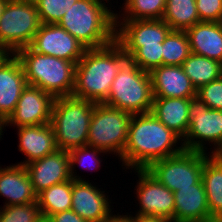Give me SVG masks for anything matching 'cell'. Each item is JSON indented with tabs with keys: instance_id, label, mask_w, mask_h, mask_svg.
<instances>
[{
	"instance_id": "25",
	"label": "cell",
	"mask_w": 222,
	"mask_h": 222,
	"mask_svg": "<svg viewBox=\"0 0 222 222\" xmlns=\"http://www.w3.org/2000/svg\"><path fill=\"white\" fill-rule=\"evenodd\" d=\"M37 202L43 219H48L55 213L71 209L72 179L52 185L37 195Z\"/></svg>"
},
{
	"instance_id": "27",
	"label": "cell",
	"mask_w": 222,
	"mask_h": 222,
	"mask_svg": "<svg viewBox=\"0 0 222 222\" xmlns=\"http://www.w3.org/2000/svg\"><path fill=\"white\" fill-rule=\"evenodd\" d=\"M162 20L172 30H186L200 22L195 0H167Z\"/></svg>"
},
{
	"instance_id": "13",
	"label": "cell",
	"mask_w": 222,
	"mask_h": 222,
	"mask_svg": "<svg viewBox=\"0 0 222 222\" xmlns=\"http://www.w3.org/2000/svg\"><path fill=\"white\" fill-rule=\"evenodd\" d=\"M42 55L55 56L75 64L83 57L86 48L58 24H41L29 46Z\"/></svg>"
},
{
	"instance_id": "32",
	"label": "cell",
	"mask_w": 222,
	"mask_h": 222,
	"mask_svg": "<svg viewBox=\"0 0 222 222\" xmlns=\"http://www.w3.org/2000/svg\"><path fill=\"white\" fill-rule=\"evenodd\" d=\"M42 24H58L77 0H33Z\"/></svg>"
},
{
	"instance_id": "17",
	"label": "cell",
	"mask_w": 222,
	"mask_h": 222,
	"mask_svg": "<svg viewBox=\"0 0 222 222\" xmlns=\"http://www.w3.org/2000/svg\"><path fill=\"white\" fill-rule=\"evenodd\" d=\"M26 86L20 61L15 54H9L0 64V117L4 121L14 112Z\"/></svg>"
},
{
	"instance_id": "34",
	"label": "cell",
	"mask_w": 222,
	"mask_h": 222,
	"mask_svg": "<svg viewBox=\"0 0 222 222\" xmlns=\"http://www.w3.org/2000/svg\"><path fill=\"white\" fill-rule=\"evenodd\" d=\"M200 98L210 109L222 111V76L197 90Z\"/></svg>"
},
{
	"instance_id": "20",
	"label": "cell",
	"mask_w": 222,
	"mask_h": 222,
	"mask_svg": "<svg viewBox=\"0 0 222 222\" xmlns=\"http://www.w3.org/2000/svg\"><path fill=\"white\" fill-rule=\"evenodd\" d=\"M18 131V150L25 156V160L18 162L26 164L41 159L58 150L52 125H31L16 128Z\"/></svg>"
},
{
	"instance_id": "1",
	"label": "cell",
	"mask_w": 222,
	"mask_h": 222,
	"mask_svg": "<svg viewBox=\"0 0 222 222\" xmlns=\"http://www.w3.org/2000/svg\"><path fill=\"white\" fill-rule=\"evenodd\" d=\"M183 150L182 139L151 112L133 114L120 162L126 169H146L152 162Z\"/></svg>"
},
{
	"instance_id": "31",
	"label": "cell",
	"mask_w": 222,
	"mask_h": 222,
	"mask_svg": "<svg viewBox=\"0 0 222 222\" xmlns=\"http://www.w3.org/2000/svg\"><path fill=\"white\" fill-rule=\"evenodd\" d=\"M38 202L0 207V222H41Z\"/></svg>"
},
{
	"instance_id": "16",
	"label": "cell",
	"mask_w": 222,
	"mask_h": 222,
	"mask_svg": "<svg viewBox=\"0 0 222 222\" xmlns=\"http://www.w3.org/2000/svg\"><path fill=\"white\" fill-rule=\"evenodd\" d=\"M33 189L38 195L52 185L71 180L69 152L57 150L45 157L25 165Z\"/></svg>"
},
{
	"instance_id": "10",
	"label": "cell",
	"mask_w": 222,
	"mask_h": 222,
	"mask_svg": "<svg viewBox=\"0 0 222 222\" xmlns=\"http://www.w3.org/2000/svg\"><path fill=\"white\" fill-rule=\"evenodd\" d=\"M188 117V132L182 140L184 149L204 153L215 150L222 141V111L208 108L195 96L190 100ZM207 143L214 145V149L209 148L210 152H207Z\"/></svg>"
},
{
	"instance_id": "5",
	"label": "cell",
	"mask_w": 222,
	"mask_h": 222,
	"mask_svg": "<svg viewBox=\"0 0 222 222\" xmlns=\"http://www.w3.org/2000/svg\"><path fill=\"white\" fill-rule=\"evenodd\" d=\"M153 99L150 73L141 70L127 57L120 65L103 104L131 114H141L150 112Z\"/></svg>"
},
{
	"instance_id": "12",
	"label": "cell",
	"mask_w": 222,
	"mask_h": 222,
	"mask_svg": "<svg viewBox=\"0 0 222 222\" xmlns=\"http://www.w3.org/2000/svg\"><path fill=\"white\" fill-rule=\"evenodd\" d=\"M172 29L162 19L116 20L115 40L127 57L144 45H159Z\"/></svg>"
},
{
	"instance_id": "40",
	"label": "cell",
	"mask_w": 222,
	"mask_h": 222,
	"mask_svg": "<svg viewBox=\"0 0 222 222\" xmlns=\"http://www.w3.org/2000/svg\"><path fill=\"white\" fill-rule=\"evenodd\" d=\"M10 53L3 47H0V64Z\"/></svg>"
},
{
	"instance_id": "42",
	"label": "cell",
	"mask_w": 222,
	"mask_h": 222,
	"mask_svg": "<svg viewBox=\"0 0 222 222\" xmlns=\"http://www.w3.org/2000/svg\"><path fill=\"white\" fill-rule=\"evenodd\" d=\"M3 130H5V121L0 117V135H4Z\"/></svg>"
},
{
	"instance_id": "19",
	"label": "cell",
	"mask_w": 222,
	"mask_h": 222,
	"mask_svg": "<svg viewBox=\"0 0 222 222\" xmlns=\"http://www.w3.org/2000/svg\"><path fill=\"white\" fill-rule=\"evenodd\" d=\"M174 222H213L202 179L191 187L173 192Z\"/></svg>"
},
{
	"instance_id": "35",
	"label": "cell",
	"mask_w": 222,
	"mask_h": 222,
	"mask_svg": "<svg viewBox=\"0 0 222 222\" xmlns=\"http://www.w3.org/2000/svg\"><path fill=\"white\" fill-rule=\"evenodd\" d=\"M200 22H222V0H195Z\"/></svg>"
},
{
	"instance_id": "38",
	"label": "cell",
	"mask_w": 222,
	"mask_h": 222,
	"mask_svg": "<svg viewBox=\"0 0 222 222\" xmlns=\"http://www.w3.org/2000/svg\"><path fill=\"white\" fill-rule=\"evenodd\" d=\"M210 155L216 159L222 160V141L218 147L210 153Z\"/></svg>"
},
{
	"instance_id": "4",
	"label": "cell",
	"mask_w": 222,
	"mask_h": 222,
	"mask_svg": "<svg viewBox=\"0 0 222 222\" xmlns=\"http://www.w3.org/2000/svg\"><path fill=\"white\" fill-rule=\"evenodd\" d=\"M28 85L39 87L54 98L72 96L76 64L55 56L42 55L30 47L17 50Z\"/></svg>"
},
{
	"instance_id": "24",
	"label": "cell",
	"mask_w": 222,
	"mask_h": 222,
	"mask_svg": "<svg viewBox=\"0 0 222 222\" xmlns=\"http://www.w3.org/2000/svg\"><path fill=\"white\" fill-rule=\"evenodd\" d=\"M202 181L211 218L214 221H222V160L204 153Z\"/></svg>"
},
{
	"instance_id": "7",
	"label": "cell",
	"mask_w": 222,
	"mask_h": 222,
	"mask_svg": "<svg viewBox=\"0 0 222 222\" xmlns=\"http://www.w3.org/2000/svg\"><path fill=\"white\" fill-rule=\"evenodd\" d=\"M132 115L103 103H95L87 145L116 155L120 159L127 141Z\"/></svg>"
},
{
	"instance_id": "37",
	"label": "cell",
	"mask_w": 222,
	"mask_h": 222,
	"mask_svg": "<svg viewBox=\"0 0 222 222\" xmlns=\"http://www.w3.org/2000/svg\"><path fill=\"white\" fill-rule=\"evenodd\" d=\"M127 213L125 215L131 222H172L166 218L159 217V216H147V215H137L135 214L132 216L131 214Z\"/></svg>"
},
{
	"instance_id": "8",
	"label": "cell",
	"mask_w": 222,
	"mask_h": 222,
	"mask_svg": "<svg viewBox=\"0 0 222 222\" xmlns=\"http://www.w3.org/2000/svg\"><path fill=\"white\" fill-rule=\"evenodd\" d=\"M41 24L33 0L7 1L0 17V47L10 54L29 47Z\"/></svg>"
},
{
	"instance_id": "23",
	"label": "cell",
	"mask_w": 222,
	"mask_h": 222,
	"mask_svg": "<svg viewBox=\"0 0 222 222\" xmlns=\"http://www.w3.org/2000/svg\"><path fill=\"white\" fill-rule=\"evenodd\" d=\"M191 98L154 97L150 112L182 140L188 132Z\"/></svg>"
},
{
	"instance_id": "36",
	"label": "cell",
	"mask_w": 222,
	"mask_h": 222,
	"mask_svg": "<svg viewBox=\"0 0 222 222\" xmlns=\"http://www.w3.org/2000/svg\"><path fill=\"white\" fill-rule=\"evenodd\" d=\"M47 220L49 222H88L87 220L81 218L72 209L60 213H55L51 215Z\"/></svg>"
},
{
	"instance_id": "15",
	"label": "cell",
	"mask_w": 222,
	"mask_h": 222,
	"mask_svg": "<svg viewBox=\"0 0 222 222\" xmlns=\"http://www.w3.org/2000/svg\"><path fill=\"white\" fill-rule=\"evenodd\" d=\"M96 186L89 180L72 179L71 209L88 222H112L116 214L111 212L109 195Z\"/></svg>"
},
{
	"instance_id": "26",
	"label": "cell",
	"mask_w": 222,
	"mask_h": 222,
	"mask_svg": "<svg viewBox=\"0 0 222 222\" xmlns=\"http://www.w3.org/2000/svg\"><path fill=\"white\" fill-rule=\"evenodd\" d=\"M182 67L196 90L222 76V63L193 53L183 62Z\"/></svg>"
},
{
	"instance_id": "11",
	"label": "cell",
	"mask_w": 222,
	"mask_h": 222,
	"mask_svg": "<svg viewBox=\"0 0 222 222\" xmlns=\"http://www.w3.org/2000/svg\"><path fill=\"white\" fill-rule=\"evenodd\" d=\"M139 178L135 195L139 210L135 214L159 216L174 222V193L160 183L146 169H132Z\"/></svg>"
},
{
	"instance_id": "43",
	"label": "cell",
	"mask_w": 222,
	"mask_h": 222,
	"mask_svg": "<svg viewBox=\"0 0 222 222\" xmlns=\"http://www.w3.org/2000/svg\"><path fill=\"white\" fill-rule=\"evenodd\" d=\"M41 222H49L47 219H43Z\"/></svg>"
},
{
	"instance_id": "3",
	"label": "cell",
	"mask_w": 222,
	"mask_h": 222,
	"mask_svg": "<svg viewBox=\"0 0 222 222\" xmlns=\"http://www.w3.org/2000/svg\"><path fill=\"white\" fill-rule=\"evenodd\" d=\"M106 0H77L58 22L86 49L100 48L115 40L116 12ZM109 6V7H108ZM109 8V9H108Z\"/></svg>"
},
{
	"instance_id": "14",
	"label": "cell",
	"mask_w": 222,
	"mask_h": 222,
	"mask_svg": "<svg viewBox=\"0 0 222 222\" xmlns=\"http://www.w3.org/2000/svg\"><path fill=\"white\" fill-rule=\"evenodd\" d=\"M55 98L39 87L28 85L23 89L14 112L5 121V127L42 125L51 122Z\"/></svg>"
},
{
	"instance_id": "29",
	"label": "cell",
	"mask_w": 222,
	"mask_h": 222,
	"mask_svg": "<svg viewBox=\"0 0 222 222\" xmlns=\"http://www.w3.org/2000/svg\"><path fill=\"white\" fill-rule=\"evenodd\" d=\"M191 54L189 40L184 30H171L163 42V65L182 66Z\"/></svg>"
},
{
	"instance_id": "18",
	"label": "cell",
	"mask_w": 222,
	"mask_h": 222,
	"mask_svg": "<svg viewBox=\"0 0 222 222\" xmlns=\"http://www.w3.org/2000/svg\"><path fill=\"white\" fill-rule=\"evenodd\" d=\"M153 96L164 98H193L197 90L182 66L161 65L150 72Z\"/></svg>"
},
{
	"instance_id": "6",
	"label": "cell",
	"mask_w": 222,
	"mask_h": 222,
	"mask_svg": "<svg viewBox=\"0 0 222 222\" xmlns=\"http://www.w3.org/2000/svg\"><path fill=\"white\" fill-rule=\"evenodd\" d=\"M95 103L73 96L55 98L51 122L59 150L87 145Z\"/></svg>"
},
{
	"instance_id": "21",
	"label": "cell",
	"mask_w": 222,
	"mask_h": 222,
	"mask_svg": "<svg viewBox=\"0 0 222 222\" xmlns=\"http://www.w3.org/2000/svg\"><path fill=\"white\" fill-rule=\"evenodd\" d=\"M0 196L6 199L3 206L37 202V194L25 166H0Z\"/></svg>"
},
{
	"instance_id": "2",
	"label": "cell",
	"mask_w": 222,
	"mask_h": 222,
	"mask_svg": "<svg viewBox=\"0 0 222 222\" xmlns=\"http://www.w3.org/2000/svg\"><path fill=\"white\" fill-rule=\"evenodd\" d=\"M126 58L127 55L116 40L100 48L86 49L76 64L72 96L103 103L109 95L120 65Z\"/></svg>"
},
{
	"instance_id": "30",
	"label": "cell",
	"mask_w": 222,
	"mask_h": 222,
	"mask_svg": "<svg viewBox=\"0 0 222 222\" xmlns=\"http://www.w3.org/2000/svg\"><path fill=\"white\" fill-rule=\"evenodd\" d=\"M69 152V165H70V176L71 179L77 181H86L84 178L82 179L81 176L77 175L75 167L76 165H81L86 170H98L101 167V162L103 161L102 158L100 159L99 155L103 153L106 155L107 152L92 146H81L77 148H72ZM89 161H92L91 164ZM93 163V164H92ZM75 171V172H74ZM76 173V174H75Z\"/></svg>"
},
{
	"instance_id": "39",
	"label": "cell",
	"mask_w": 222,
	"mask_h": 222,
	"mask_svg": "<svg viewBox=\"0 0 222 222\" xmlns=\"http://www.w3.org/2000/svg\"><path fill=\"white\" fill-rule=\"evenodd\" d=\"M112 222H131L125 215H119V213L114 217Z\"/></svg>"
},
{
	"instance_id": "33",
	"label": "cell",
	"mask_w": 222,
	"mask_h": 222,
	"mask_svg": "<svg viewBox=\"0 0 222 222\" xmlns=\"http://www.w3.org/2000/svg\"><path fill=\"white\" fill-rule=\"evenodd\" d=\"M163 43L139 47L131 58L141 70L150 72L153 68L163 65Z\"/></svg>"
},
{
	"instance_id": "9",
	"label": "cell",
	"mask_w": 222,
	"mask_h": 222,
	"mask_svg": "<svg viewBox=\"0 0 222 222\" xmlns=\"http://www.w3.org/2000/svg\"><path fill=\"white\" fill-rule=\"evenodd\" d=\"M204 152L181 153L152 162L146 170L170 191L191 187L202 179Z\"/></svg>"
},
{
	"instance_id": "41",
	"label": "cell",
	"mask_w": 222,
	"mask_h": 222,
	"mask_svg": "<svg viewBox=\"0 0 222 222\" xmlns=\"http://www.w3.org/2000/svg\"><path fill=\"white\" fill-rule=\"evenodd\" d=\"M7 1L5 0H0V17L3 14V11L5 9V5H6Z\"/></svg>"
},
{
	"instance_id": "28",
	"label": "cell",
	"mask_w": 222,
	"mask_h": 222,
	"mask_svg": "<svg viewBox=\"0 0 222 222\" xmlns=\"http://www.w3.org/2000/svg\"><path fill=\"white\" fill-rule=\"evenodd\" d=\"M166 1L167 0H125V3L123 2L122 4L124 6L120 7L122 9L119 14L118 11L116 13V20L162 19Z\"/></svg>"
},
{
	"instance_id": "22",
	"label": "cell",
	"mask_w": 222,
	"mask_h": 222,
	"mask_svg": "<svg viewBox=\"0 0 222 222\" xmlns=\"http://www.w3.org/2000/svg\"><path fill=\"white\" fill-rule=\"evenodd\" d=\"M185 32L191 53L222 63V22H199Z\"/></svg>"
}]
</instances>
